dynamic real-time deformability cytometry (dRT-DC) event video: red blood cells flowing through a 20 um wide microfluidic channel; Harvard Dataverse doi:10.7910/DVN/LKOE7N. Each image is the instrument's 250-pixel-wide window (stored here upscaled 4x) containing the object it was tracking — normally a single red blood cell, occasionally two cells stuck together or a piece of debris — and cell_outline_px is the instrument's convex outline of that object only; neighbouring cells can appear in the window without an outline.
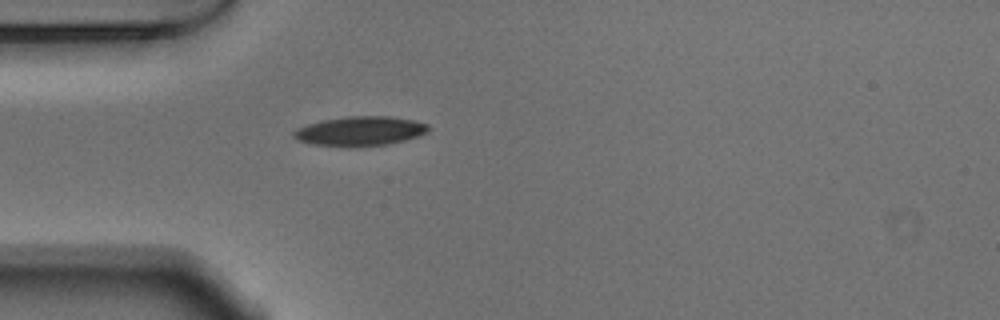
{"species": "Egyptian fruit bat (a non-hibernating species)", "species_latin": "Rousettus aegyptiacus", "temperature_condition": "warm", "stored_images_in_passage": 39, "camera_frame_rate_fps": 3000, "um_per_image_px": 0.085, "animal": {"sex": "male"}, "frame": {"image": 1, "passage_image": 1, "time_ms": 0.0, "image_size_px": [1000, 320], "cell_outline_px": [[428, 132], [404, 140], [388, 144], [312, 144], [300, 140], [292, 136], [292, 132], [296, 128], [308, 124], [324, 120], [348, 116], [388, 116], [412, 120], [428, 124]], "centroid_in_image_um": [30.61, 11.1], "position_along_channel_um": 54.4, "area_um2": 22.02}}
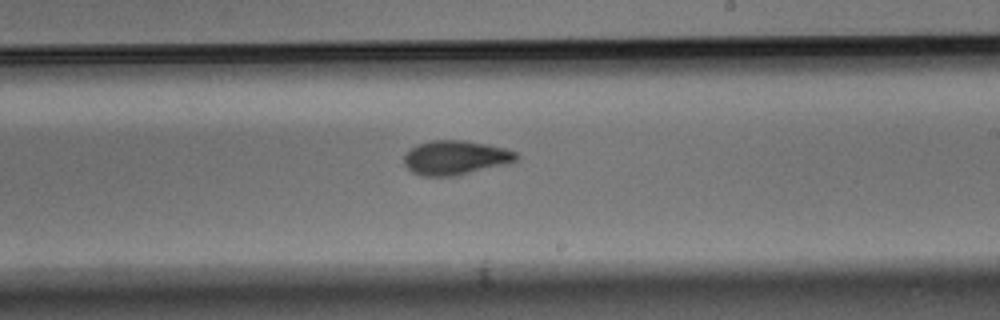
{"frame": {"image": 2, "passage_image": 17, "time_ms": 5.333, "image_size_px": [1000, 320], "cell_outline_px": [[520, 156], [516, 160], [508, 164], [456, 176], [420, 176], [412, 172], [404, 164], [404, 156], [416, 144], [432, 140], [464, 140], [488, 144], [504, 148], [516, 152]], "centroid_in_image_um": [38.73, 13.4], "position_along_channel_um": 250.3, "area_um2": 22.6}}
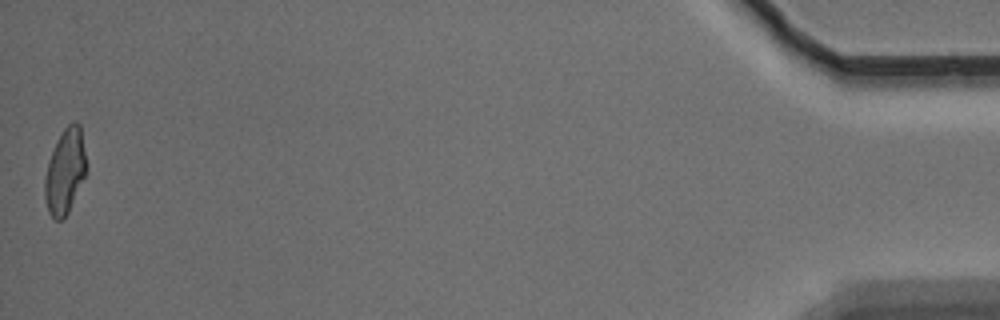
{"frame": {"image": 3, "passage_image": 39, "time_ms": 12.667, "image_size_px": [1000, 320], "cell_outline_px": [[88, 164], [84, 176], [68, 212], [64, 220], [56, 220], [48, 212], [44, 196], [44, 180], [48, 164], [56, 140], [64, 128], [72, 120], [76, 120], [80, 124]], "centroid_in_image_um": [5.54, 14.52], "position_along_channel_um": 429.7, "area_um2": 20.69}, "authors_computed_cell_mechanics": {"area_um2": 21.964, "velocity_mm_per_s": 3.7619, "shape_relaxation_time_tau1_ms": 5.019, "shape_relaxation_time_tau2_ms": 2.9253, "deformation_change_tau1": 0.1764, "deformation_change_tau2": 0.0925}}